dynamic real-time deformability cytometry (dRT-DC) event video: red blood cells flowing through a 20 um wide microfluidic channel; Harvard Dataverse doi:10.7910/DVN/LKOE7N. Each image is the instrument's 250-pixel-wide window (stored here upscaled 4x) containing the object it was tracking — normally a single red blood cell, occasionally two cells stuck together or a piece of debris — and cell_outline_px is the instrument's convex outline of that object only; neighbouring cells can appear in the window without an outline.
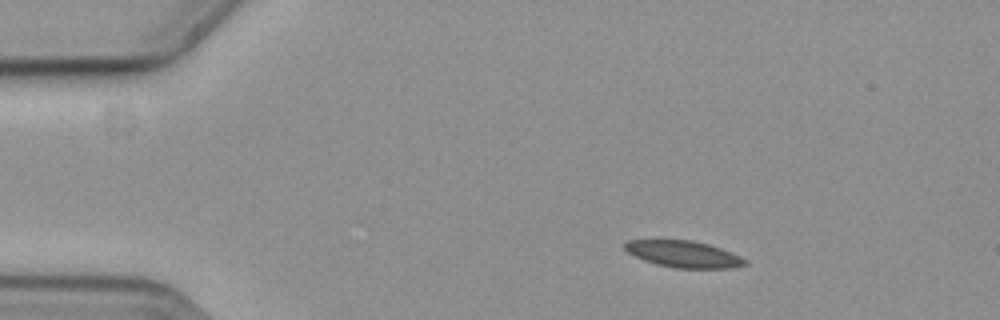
{"species": "common noctule bat (a hibernating species)", "species_latin": "Nyctalus noctula", "temperature_condition": "cold", "stored_images_in_passage": 48, "camera_frame_rate_fps": 3000, "um_per_image_px": 0.085, "animal": {"sex": "female", "body_mass_g": 19.3, "forearm_length_mm": 54.1}, "frame": {"image": 1, "passage_image": 1, "time_ms": 0.0, "image_size_px": [1000, 320], "cell_outline_px": [[748, 264], [736, 268], [676, 268], [656, 264], [644, 260], [628, 252], [624, 248], [624, 244], [628, 240], [692, 240], [708, 244], [732, 252], [748, 260]], "centroid_in_image_um": [58.16, 21.6], "position_along_channel_um": 26.8, "area_um2": 18.67}}
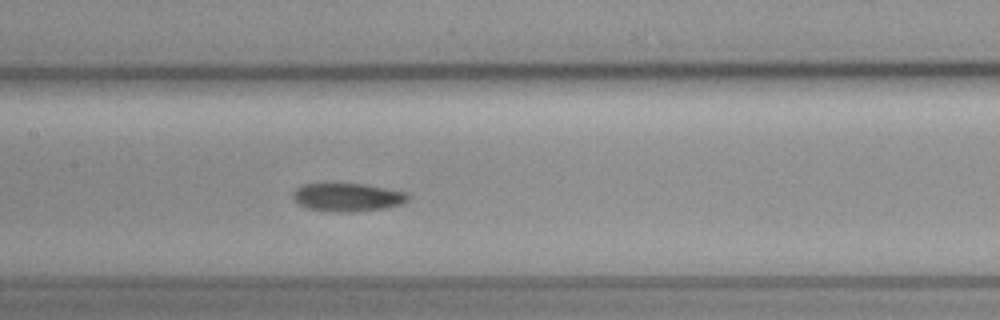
{"frame": {"image": 2, "passage_image": 19, "time_ms": 6.0, "image_size_px": [1000, 320], "cell_outline_px": [[412, 196], [404, 204], [388, 208], [352, 212], [328, 212], [304, 208], [292, 196], [292, 192], [296, 188], [304, 184], [364, 184], [408, 192]], "centroid_in_image_um": [29.59, 16.78], "position_along_channel_um": 177.8, "area_um2": 19.31}}
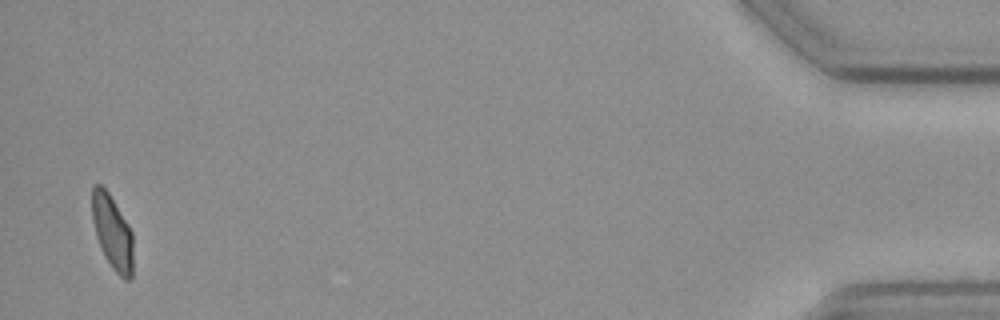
{"frame": {"image": 3, "passage_image": 47, "time_ms": 15.333, "image_size_px": [1000, 320], "cell_outline_px": [[132, 276], [128, 280], [124, 280], [112, 268], [104, 256], [100, 248], [96, 236], [92, 220], [92, 188], [96, 184], [100, 184], [108, 192], [128, 224], [132, 232]], "centroid_in_image_um": [9.54, 19.75], "position_along_channel_um": 425.7, "area_um2": 17.69}}